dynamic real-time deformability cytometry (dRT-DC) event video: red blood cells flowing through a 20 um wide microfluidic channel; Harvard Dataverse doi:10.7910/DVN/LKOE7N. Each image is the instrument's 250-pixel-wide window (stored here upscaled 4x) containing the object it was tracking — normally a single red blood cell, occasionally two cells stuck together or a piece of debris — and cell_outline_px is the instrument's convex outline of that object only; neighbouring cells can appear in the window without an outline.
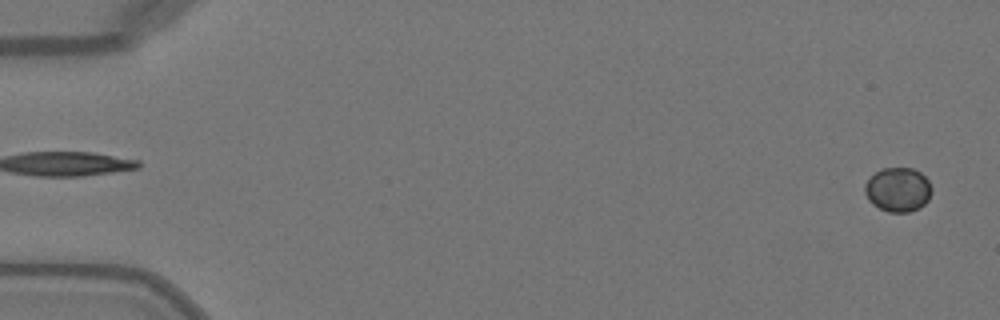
{"species": "Egyptian fruit bat (a non-hibernating species)", "species_latin": "Rousettus aegyptiacus", "temperature_condition": "warm", "stored_images_in_passage": 46, "camera_frame_rate_fps": 3000, "um_per_image_px": 0.085, "animal": {"sex": "female"}, "frame": {"image": 1, "passage_image": 2, "time_ms": 0.333, "image_size_px": [1000, 320], "cell_outline_px": [[932, 192], [928, 200], [920, 208], [908, 212], [888, 212], [872, 204], [868, 200], [864, 192], [864, 184], [880, 168], [912, 168], [920, 172], [928, 180], [932, 188]], "centroid_in_image_um": [76.33, 16.12], "position_along_channel_um": 8.7, "area_um2": 17.34}}
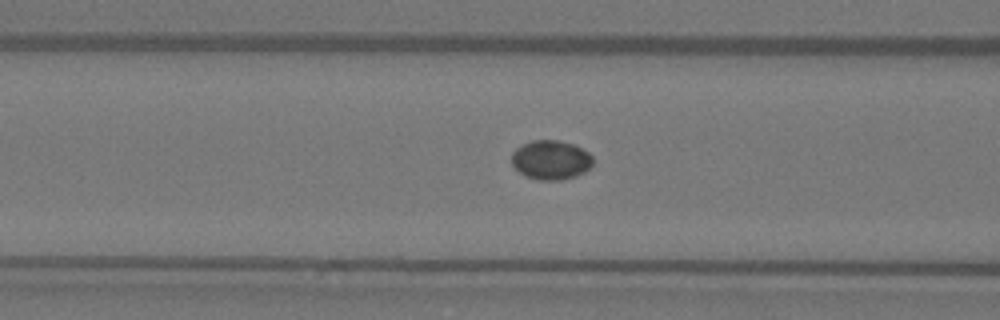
{"frame": {"image": 2, "passage_image": 21, "time_ms": 6.667, "image_size_px": [1000, 320], "cell_outline_px": [[592, 168], [576, 176], [560, 180], [536, 180], [524, 176], [512, 164], [512, 152], [516, 148], [532, 140], [560, 140], [572, 144], [588, 152], [592, 156]], "centroid_in_image_um": [46.83, 13.6], "position_along_channel_um": 119.8, "area_um2": 18.67}}
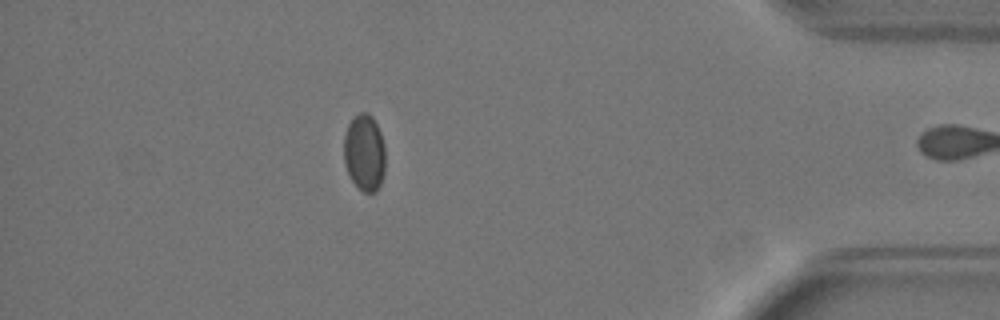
{"frame": {"image": 3, "passage_image": 45, "time_ms": 14.667, "image_size_px": [1000, 320], "cell_outline_px": [[384, 172], [380, 184], [376, 192], [364, 192], [352, 180], [344, 164], [344, 136], [348, 124], [360, 112], [368, 112], [372, 116], [380, 132], [384, 144]], "centroid_in_image_um": [30.97, 12.96], "position_along_channel_um": 404.2, "area_um2": 18.38}}